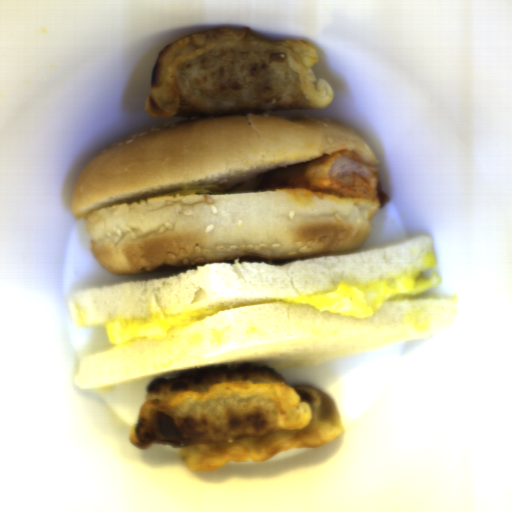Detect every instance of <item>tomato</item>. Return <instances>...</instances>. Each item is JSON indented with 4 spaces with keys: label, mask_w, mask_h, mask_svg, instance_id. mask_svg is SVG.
<instances>
[{
    "label": "tomato",
    "mask_w": 512,
    "mask_h": 512,
    "mask_svg": "<svg viewBox=\"0 0 512 512\" xmlns=\"http://www.w3.org/2000/svg\"><path fill=\"white\" fill-rule=\"evenodd\" d=\"M376 189H377V194H376V197L379 198L380 200V205H384L386 204L387 202H389L390 198L389 196L385 193V191L382 189V183L380 181H378L377 183V186H376Z\"/></svg>",
    "instance_id": "tomato-1"
}]
</instances>
